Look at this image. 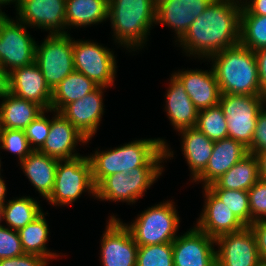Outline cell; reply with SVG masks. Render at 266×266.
I'll use <instances>...</instances> for the list:
<instances>
[{"mask_svg":"<svg viewBox=\"0 0 266 266\" xmlns=\"http://www.w3.org/2000/svg\"><path fill=\"white\" fill-rule=\"evenodd\" d=\"M242 2L213 0L178 41L187 56L207 59L240 43Z\"/></svg>","mask_w":266,"mask_h":266,"instance_id":"obj_1","label":"cell"},{"mask_svg":"<svg viewBox=\"0 0 266 266\" xmlns=\"http://www.w3.org/2000/svg\"><path fill=\"white\" fill-rule=\"evenodd\" d=\"M162 138L131 141L113 149L98 151L89 155L92 179L97 186L105 177L126 173L137 167H164L165 159L174 157V152Z\"/></svg>","mask_w":266,"mask_h":266,"instance_id":"obj_2","label":"cell"},{"mask_svg":"<svg viewBox=\"0 0 266 266\" xmlns=\"http://www.w3.org/2000/svg\"><path fill=\"white\" fill-rule=\"evenodd\" d=\"M221 94L264 95L258 77L255 52L241 43L208 58Z\"/></svg>","mask_w":266,"mask_h":266,"instance_id":"obj_3","label":"cell"},{"mask_svg":"<svg viewBox=\"0 0 266 266\" xmlns=\"http://www.w3.org/2000/svg\"><path fill=\"white\" fill-rule=\"evenodd\" d=\"M156 4L157 0H109L108 19L115 43L126 50L143 48L156 24Z\"/></svg>","mask_w":266,"mask_h":266,"instance_id":"obj_4","label":"cell"},{"mask_svg":"<svg viewBox=\"0 0 266 266\" xmlns=\"http://www.w3.org/2000/svg\"><path fill=\"white\" fill-rule=\"evenodd\" d=\"M172 200L160 202L142 211L131 224L130 230L138 246L172 243L177 237L180 217Z\"/></svg>","mask_w":266,"mask_h":266,"instance_id":"obj_5","label":"cell"},{"mask_svg":"<svg viewBox=\"0 0 266 266\" xmlns=\"http://www.w3.org/2000/svg\"><path fill=\"white\" fill-rule=\"evenodd\" d=\"M86 191L96 197V186L92 179V167L88 156L59 160L54 187L46 200L52 205L67 206Z\"/></svg>","mask_w":266,"mask_h":266,"instance_id":"obj_6","label":"cell"},{"mask_svg":"<svg viewBox=\"0 0 266 266\" xmlns=\"http://www.w3.org/2000/svg\"><path fill=\"white\" fill-rule=\"evenodd\" d=\"M218 104L226 117L228 137L249 149L258 113L266 106V96L221 94Z\"/></svg>","mask_w":266,"mask_h":266,"instance_id":"obj_7","label":"cell"},{"mask_svg":"<svg viewBox=\"0 0 266 266\" xmlns=\"http://www.w3.org/2000/svg\"><path fill=\"white\" fill-rule=\"evenodd\" d=\"M163 167H137L128 174L120 172L105 177L96 186L100 201L127 202L128 205L143 197L147 189L161 176Z\"/></svg>","mask_w":266,"mask_h":266,"instance_id":"obj_8","label":"cell"},{"mask_svg":"<svg viewBox=\"0 0 266 266\" xmlns=\"http://www.w3.org/2000/svg\"><path fill=\"white\" fill-rule=\"evenodd\" d=\"M35 62L53 90L74 71L73 38L69 33L48 35L40 45L36 43Z\"/></svg>","mask_w":266,"mask_h":266,"instance_id":"obj_9","label":"cell"},{"mask_svg":"<svg viewBox=\"0 0 266 266\" xmlns=\"http://www.w3.org/2000/svg\"><path fill=\"white\" fill-rule=\"evenodd\" d=\"M27 25L0 13V65L9 73L35 61L36 41Z\"/></svg>","mask_w":266,"mask_h":266,"instance_id":"obj_10","label":"cell"},{"mask_svg":"<svg viewBox=\"0 0 266 266\" xmlns=\"http://www.w3.org/2000/svg\"><path fill=\"white\" fill-rule=\"evenodd\" d=\"M110 50L91 40L73 39L74 70L107 89L113 85L117 73L115 55Z\"/></svg>","mask_w":266,"mask_h":266,"instance_id":"obj_11","label":"cell"},{"mask_svg":"<svg viewBox=\"0 0 266 266\" xmlns=\"http://www.w3.org/2000/svg\"><path fill=\"white\" fill-rule=\"evenodd\" d=\"M101 239V263L103 266H136L138 244L121 219L109 217Z\"/></svg>","mask_w":266,"mask_h":266,"instance_id":"obj_12","label":"cell"},{"mask_svg":"<svg viewBox=\"0 0 266 266\" xmlns=\"http://www.w3.org/2000/svg\"><path fill=\"white\" fill-rule=\"evenodd\" d=\"M15 10L16 18L28 27L49 30V35L68 34L66 0H19Z\"/></svg>","mask_w":266,"mask_h":266,"instance_id":"obj_13","label":"cell"},{"mask_svg":"<svg viewBox=\"0 0 266 266\" xmlns=\"http://www.w3.org/2000/svg\"><path fill=\"white\" fill-rule=\"evenodd\" d=\"M216 266H258L256 237L250 226L215 239Z\"/></svg>","mask_w":266,"mask_h":266,"instance_id":"obj_14","label":"cell"},{"mask_svg":"<svg viewBox=\"0 0 266 266\" xmlns=\"http://www.w3.org/2000/svg\"><path fill=\"white\" fill-rule=\"evenodd\" d=\"M215 239L195 225L172 242L174 266H216Z\"/></svg>","mask_w":266,"mask_h":266,"instance_id":"obj_15","label":"cell"},{"mask_svg":"<svg viewBox=\"0 0 266 266\" xmlns=\"http://www.w3.org/2000/svg\"><path fill=\"white\" fill-rule=\"evenodd\" d=\"M98 86L83 98L67 104L61 113L85 138L92 139L96 134L104 113L103 90ZM103 95V96H102Z\"/></svg>","mask_w":266,"mask_h":266,"instance_id":"obj_16","label":"cell"},{"mask_svg":"<svg viewBox=\"0 0 266 266\" xmlns=\"http://www.w3.org/2000/svg\"><path fill=\"white\" fill-rule=\"evenodd\" d=\"M213 0H157L155 23L171 27L178 42Z\"/></svg>","mask_w":266,"mask_h":266,"instance_id":"obj_17","label":"cell"},{"mask_svg":"<svg viewBox=\"0 0 266 266\" xmlns=\"http://www.w3.org/2000/svg\"><path fill=\"white\" fill-rule=\"evenodd\" d=\"M50 131L43 146L38 150L58 160H69L81 156L75 153L79 142H90L61 113L54 111Z\"/></svg>","mask_w":266,"mask_h":266,"instance_id":"obj_18","label":"cell"},{"mask_svg":"<svg viewBox=\"0 0 266 266\" xmlns=\"http://www.w3.org/2000/svg\"><path fill=\"white\" fill-rule=\"evenodd\" d=\"M204 189V208L196 227L216 239L224 234L237 232L246 226L207 187Z\"/></svg>","mask_w":266,"mask_h":266,"instance_id":"obj_19","label":"cell"},{"mask_svg":"<svg viewBox=\"0 0 266 266\" xmlns=\"http://www.w3.org/2000/svg\"><path fill=\"white\" fill-rule=\"evenodd\" d=\"M9 92L27 101L51 109L52 90L46 84L43 74L34 61L32 64L16 68L10 73Z\"/></svg>","mask_w":266,"mask_h":266,"instance_id":"obj_20","label":"cell"},{"mask_svg":"<svg viewBox=\"0 0 266 266\" xmlns=\"http://www.w3.org/2000/svg\"><path fill=\"white\" fill-rule=\"evenodd\" d=\"M174 74L182 81L186 93L199 111L218 105L221 92L212 66L209 71L190 69Z\"/></svg>","mask_w":266,"mask_h":266,"instance_id":"obj_21","label":"cell"},{"mask_svg":"<svg viewBox=\"0 0 266 266\" xmlns=\"http://www.w3.org/2000/svg\"><path fill=\"white\" fill-rule=\"evenodd\" d=\"M248 154V149L232 138L216 140L204 171L194 180L208 187Z\"/></svg>","mask_w":266,"mask_h":266,"instance_id":"obj_22","label":"cell"},{"mask_svg":"<svg viewBox=\"0 0 266 266\" xmlns=\"http://www.w3.org/2000/svg\"><path fill=\"white\" fill-rule=\"evenodd\" d=\"M165 97V111L176 131L196 126L199 110L186 93L182 81L174 73L171 74Z\"/></svg>","mask_w":266,"mask_h":266,"instance_id":"obj_23","label":"cell"},{"mask_svg":"<svg viewBox=\"0 0 266 266\" xmlns=\"http://www.w3.org/2000/svg\"><path fill=\"white\" fill-rule=\"evenodd\" d=\"M182 137V152L190 168L192 182L204 171L212 155L214 142L197 127L178 131Z\"/></svg>","mask_w":266,"mask_h":266,"instance_id":"obj_24","label":"cell"},{"mask_svg":"<svg viewBox=\"0 0 266 266\" xmlns=\"http://www.w3.org/2000/svg\"><path fill=\"white\" fill-rule=\"evenodd\" d=\"M58 161L33 150L20 162L23 173L44 199H47L53 190Z\"/></svg>","mask_w":266,"mask_h":266,"instance_id":"obj_25","label":"cell"},{"mask_svg":"<svg viewBox=\"0 0 266 266\" xmlns=\"http://www.w3.org/2000/svg\"><path fill=\"white\" fill-rule=\"evenodd\" d=\"M0 104V128L24 130L44 109L11 92L2 96Z\"/></svg>","mask_w":266,"mask_h":266,"instance_id":"obj_26","label":"cell"},{"mask_svg":"<svg viewBox=\"0 0 266 266\" xmlns=\"http://www.w3.org/2000/svg\"><path fill=\"white\" fill-rule=\"evenodd\" d=\"M259 179L258 157L255 154L248 153L207 188L248 191Z\"/></svg>","mask_w":266,"mask_h":266,"instance_id":"obj_27","label":"cell"},{"mask_svg":"<svg viewBox=\"0 0 266 266\" xmlns=\"http://www.w3.org/2000/svg\"><path fill=\"white\" fill-rule=\"evenodd\" d=\"M109 0H66V27H86L108 19Z\"/></svg>","mask_w":266,"mask_h":266,"instance_id":"obj_28","label":"cell"},{"mask_svg":"<svg viewBox=\"0 0 266 266\" xmlns=\"http://www.w3.org/2000/svg\"><path fill=\"white\" fill-rule=\"evenodd\" d=\"M97 87L91 79L74 70L52 90L51 109L60 112L67 104L83 98Z\"/></svg>","mask_w":266,"mask_h":266,"instance_id":"obj_29","label":"cell"},{"mask_svg":"<svg viewBox=\"0 0 266 266\" xmlns=\"http://www.w3.org/2000/svg\"><path fill=\"white\" fill-rule=\"evenodd\" d=\"M45 215L42 212L36 219L20 229L18 233L24 253L42 256L49 261L59 257V254L50 252L46 246L49 228Z\"/></svg>","mask_w":266,"mask_h":266,"instance_id":"obj_30","label":"cell"},{"mask_svg":"<svg viewBox=\"0 0 266 266\" xmlns=\"http://www.w3.org/2000/svg\"><path fill=\"white\" fill-rule=\"evenodd\" d=\"M6 202L3 204V219L7 227L15 231L25 227L43 211L39 202L30 196L16 197Z\"/></svg>","mask_w":266,"mask_h":266,"instance_id":"obj_31","label":"cell"},{"mask_svg":"<svg viewBox=\"0 0 266 266\" xmlns=\"http://www.w3.org/2000/svg\"><path fill=\"white\" fill-rule=\"evenodd\" d=\"M240 43L257 51L266 48V16L250 14L243 6L241 11Z\"/></svg>","mask_w":266,"mask_h":266,"instance_id":"obj_32","label":"cell"},{"mask_svg":"<svg viewBox=\"0 0 266 266\" xmlns=\"http://www.w3.org/2000/svg\"><path fill=\"white\" fill-rule=\"evenodd\" d=\"M195 127L213 141L228 137L226 117L219 104L199 111Z\"/></svg>","mask_w":266,"mask_h":266,"instance_id":"obj_33","label":"cell"},{"mask_svg":"<svg viewBox=\"0 0 266 266\" xmlns=\"http://www.w3.org/2000/svg\"><path fill=\"white\" fill-rule=\"evenodd\" d=\"M245 225L250 226L248 191L209 189Z\"/></svg>","mask_w":266,"mask_h":266,"instance_id":"obj_34","label":"cell"},{"mask_svg":"<svg viewBox=\"0 0 266 266\" xmlns=\"http://www.w3.org/2000/svg\"><path fill=\"white\" fill-rule=\"evenodd\" d=\"M136 266H174L172 243L139 246Z\"/></svg>","mask_w":266,"mask_h":266,"instance_id":"obj_35","label":"cell"},{"mask_svg":"<svg viewBox=\"0 0 266 266\" xmlns=\"http://www.w3.org/2000/svg\"><path fill=\"white\" fill-rule=\"evenodd\" d=\"M0 149L17 155L19 163L33 151L24 130L16 129H0Z\"/></svg>","mask_w":266,"mask_h":266,"instance_id":"obj_36","label":"cell"},{"mask_svg":"<svg viewBox=\"0 0 266 266\" xmlns=\"http://www.w3.org/2000/svg\"><path fill=\"white\" fill-rule=\"evenodd\" d=\"M45 112L53 113V110H44L24 129L30 147L36 151L43 146L50 131L51 120L45 117Z\"/></svg>","mask_w":266,"mask_h":266,"instance_id":"obj_37","label":"cell"},{"mask_svg":"<svg viewBox=\"0 0 266 266\" xmlns=\"http://www.w3.org/2000/svg\"><path fill=\"white\" fill-rule=\"evenodd\" d=\"M250 225L257 220H266V181L259 179L248 190Z\"/></svg>","mask_w":266,"mask_h":266,"instance_id":"obj_38","label":"cell"},{"mask_svg":"<svg viewBox=\"0 0 266 266\" xmlns=\"http://www.w3.org/2000/svg\"><path fill=\"white\" fill-rule=\"evenodd\" d=\"M24 251L21 246L18 231L6 226H0V260L21 256Z\"/></svg>","mask_w":266,"mask_h":266,"instance_id":"obj_39","label":"cell"},{"mask_svg":"<svg viewBox=\"0 0 266 266\" xmlns=\"http://www.w3.org/2000/svg\"><path fill=\"white\" fill-rule=\"evenodd\" d=\"M266 151V109L258 113L256 127L252 138V145L248 149V153L257 154Z\"/></svg>","mask_w":266,"mask_h":266,"instance_id":"obj_40","label":"cell"},{"mask_svg":"<svg viewBox=\"0 0 266 266\" xmlns=\"http://www.w3.org/2000/svg\"><path fill=\"white\" fill-rule=\"evenodd\" d=\"M0 266H48V261L42 256L24 253L21 256L1 259Z\"/></svg>","mask_w":266,"mask_h":266,"instance_id":"obj_41","label":"cell"},{"mask_svg":"<svg viewBox=\"0 0 266 266\" xmlns=\"http://www.w3.org/2000/svg\"><path fill=\"white\" fill-rule=\"evenodd\" d=\"M256 237L261 261L266 262V220H257L250 225Z\"/></svg>","mask_w":266,"mask_h":266,"instance_id":"obj_42","label":"cell"},{"mask_svg":"<svg viewBox=\"0 0 266 266\" xmlns=\"http://www.w3.org/2000/svg\"><path fill=\"white\" fill-rule=\"evenodd\" d=\"M258 77L262 93L266 96V48L255 51Z\"/></svg>","mask_w":266,"mask_h":266,"instance_id":"obj_43","label":"cell"},{"mask_svg":"<svg viewBox=\"0 0 266 266\" xmlns=\"http://www.w3.org/2000/svg\"><path fill=\"white\" fill-rule=\"evenodd\" d=\"M242 6L250 14L266 16V0H243Z\"/></svg>","mask_w":266,"mask_h":266,"instance_id":"obj_44","label":"cell"},{"mask_svg":"<svg viewBox=\"0 0 266 266\" xmlns=\"http://www.w3.org/2000/svg\"><path fill=\"white\" fill-rule=\"evenodd\" d=\"M10 73L0 65V98L9 93Z\"/></svg>","mask_w":266,"mask_h":266,"instance_id":"obj_45","label":"cell"},{"mask_svg":"<svg viewBox=\"0 0 266 266\" xmlns=\"http://www.w3.org/2000/svg\"><path fill=\"white\" fill-rule=\"evenodd\" d=\"M259 161L260 179L266 181V151L256 154Z\"/></svg>","mask_w":266,"mask_h":266,"instance_id":"obj_46","label":"cell"},{"mask_svg":"<svg viewBox=\"0 0 266 266\" xmlns=\"http://www.w3.org/2000/svg\"><path fill=\"white\" fill-rule=\"evenodd\" d=\"M3 177L0 175V204H4L6 202L5 197L7 193V187L5 181L2 179Z\"/></svg>","mask_w":266,"mask_h":266,"instance_id":"obj_47","label":"cell"},{"mask_svg":"<svg viewBox=\"0 0 266 266\" xmlns=\"http://www.w3.org/2000/svg\"><path fill=\"white\" fill-rule=\"evenodd\" d=\"M10 3L15 4V7H17L19 0H0V8L1 6L5 7V5H10ZM0 13H5V12H2V9H0Z\"/></svg>","mask_w":266,"mask_h":266,"instance_id":"obj_48","label":"cell"},{"mask_svg":"<svg viewBox=\"0 0 266 266\" xmlns=\"http://www.w3.org/2000/svg\"><path fill=\"white\" fill-rule=\"evenodd\" d=\"M3 221V204H0V226H3L1 222Z\"/></svg>","mask_w":266,"mask_h":266,"instance_id":"obj_49","label":"cell"},{"mask_svg":"<svg viewBox=\"0 0 266 266\" xmlns=\"http://www.w3.org/2000/svg\"><path fill=\"white\" fill-rule=\"evenodd\" d=\"M258 266H266V262L265 261H260Z\"/></svg>","mask_w":266,"mask_h":266,"instance_id":"obj_50","label":"cell"},{"mask_svg":"<svg viewBox=\"0 0 266 266\" xmlns=\"http://www.w3.org/2000/svg\"><path fill=\"white\" fill-rule=\"evenodd\" d=\"M1 166H2V165H1V160H0V175H1Z\"/></svg>","mask_w":266,"mask_h":266,"instance_id":"obj_51","label":"cell"}]
</instances>
